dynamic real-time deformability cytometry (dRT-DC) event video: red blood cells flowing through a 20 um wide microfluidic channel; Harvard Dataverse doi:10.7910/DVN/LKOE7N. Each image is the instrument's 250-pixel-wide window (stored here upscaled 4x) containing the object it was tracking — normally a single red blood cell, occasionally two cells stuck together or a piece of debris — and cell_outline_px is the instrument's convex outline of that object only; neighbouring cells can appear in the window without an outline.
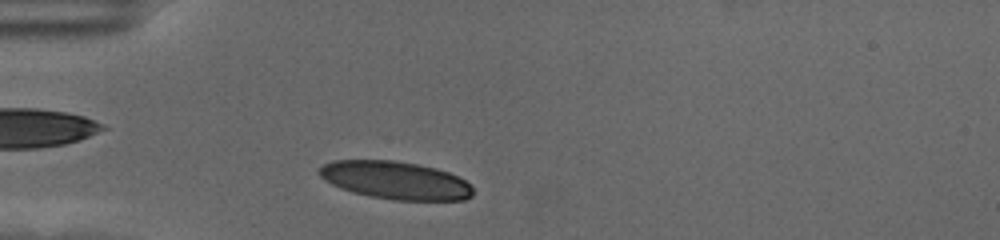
{"species": "human", "species_latin": "Homo sapiens", "temperature_condition": "cold", "stored_images_in_passage": 40, "camera_frame_rate_fps": 3000, "um_per_image_px": 0.085, "donor": {"sex": "female"}, "frame": {"image": 1, "passage_image": 3, "time_ms": 0.667, "image_size_px": [1000, 240], "cell_outline_px": [[472, 196], [464, 200], [392, 200], [368, 196], [352, 192], [340, 188], [324, 180], [316, 172], [324, 164], [332, 160], [392, 160], [416, 164], [436, 168], [448, 172], [464, 180], [472, 188]], "centroid_in_image_um": [33.57, 15.33], "position_along_channel_um": 51.4, "area_um2": 33.93}}
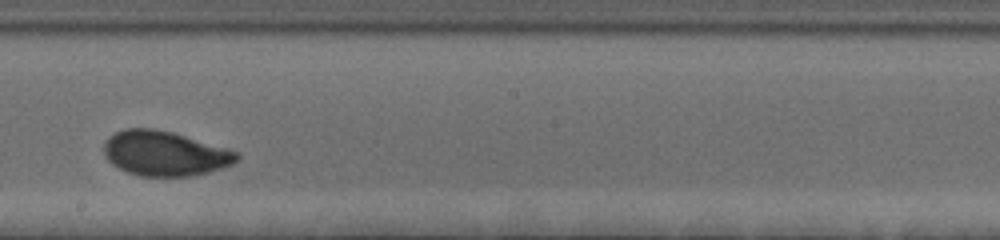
{"frame": {"image": 2, "passage_image": 20, "time_ms": 6.333, "image_size_px": [1000, 240], "cell_outline_px": [[240, 160], [232, 164], [208, 172], [192, 176], [140, 176], [128, 172], [112, 164], [108, 160], [104, 152], [104, 144], [108, 136], [124, 128], [152, 128], [172, 132], [240, 152]], "centroid_in_image_um": [14.02, 13.04], "position_along_channel_um": 234.2, "area_um2": 34.68}}
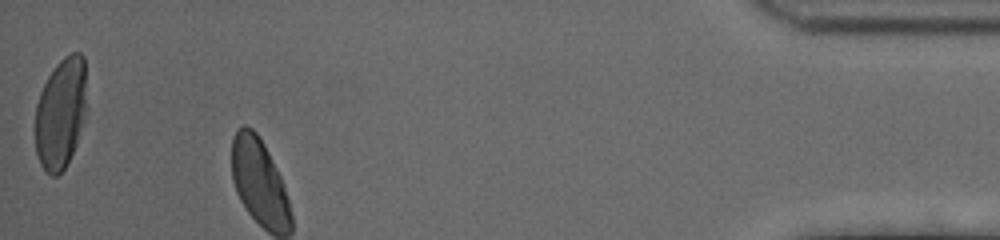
{"frame": {"image": 3, "passage_image": 40, "time_ms": 13.0, "image_size_px": [1000, 240], "cell_outline_px": [[88, 108], [76, 144], [64, 168], [56, 176], [52, 176], [40, 164], [36, 156], [36, 104], [40, 92], [48, 76], [56, 64], [64, 56], [72, 52], [80, 52], [84, 56]], "centroid_in_image_um": [5.19, 9.57], "position_along_channel_um": 430.0, "area_um2": 33.58}, "authors_computed_cell_mechanics": {"area_um2": 33.9286, "velocity_mm_per_s": 3.492, "shape_relaxation_time_tau1_ms": 3.1906, "shape_relaxation_time_tau2_ms": 1.0091, "deformation_change_tau1": 0.1374, "deformation_change_tau2": 0.0492}}